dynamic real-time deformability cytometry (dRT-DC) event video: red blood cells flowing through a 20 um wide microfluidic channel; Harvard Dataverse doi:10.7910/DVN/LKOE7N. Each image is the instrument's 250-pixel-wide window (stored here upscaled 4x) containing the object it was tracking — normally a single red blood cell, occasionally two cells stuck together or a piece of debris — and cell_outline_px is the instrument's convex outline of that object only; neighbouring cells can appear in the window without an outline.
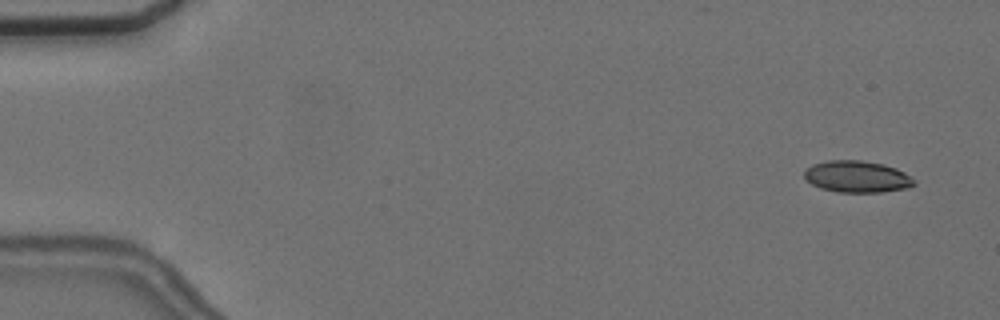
{"species": "common noctule bat (a hibernating species)", "species_latin": "Nyctalus noctula", "temperature_condition": "cold", "stored_images_in_passage": 57, "camera_frame_rate_fps": 3000, "um_per_image_px": 0.085, "animal": {"sex": "female", "body_mass_g": 24.6, "forearm_length_mm": 56.2}, "frame": {"image": 1, "passage_image": 4, "time_ms": 1.0, "image_size_px": [1000, 320], "cell_outline_px": [[916, 184], [908, 188], [880, 192], [836, 192], [820, 188], [804, 180], [804, 172], [812, 164], [828, 160], [860, 160], [884, 164], [896, 168], [904, 172], [916, 180]], "centroid_in_image_um": [72.85, 15.01], "position_along_channel_um": 12.2, "area_um2": 20.46}}
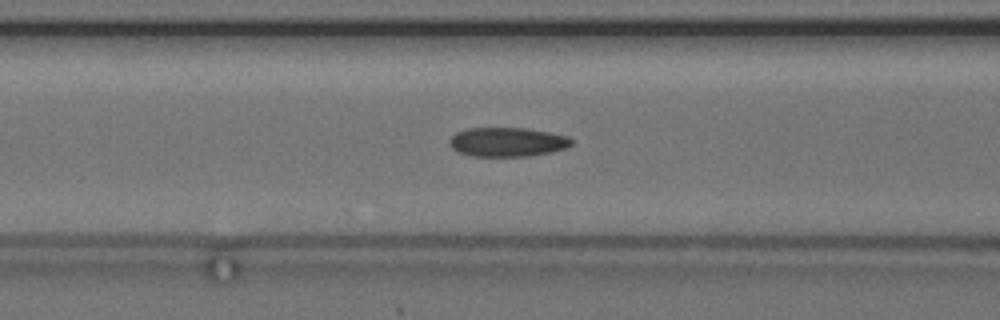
{"frame": {"image": 2, "passage_image": 24, "time_ms": 7.667, "image_size_px": [1000, 320], "cell_outline_px": [[572, 144], [568, 148], [552, 152], [528, 156], [472, 156], [460, 152], [452, 148], [448, 144], [448, 140], [456, 132], [468, 128], [524, 128], [548, 132], [568, 136], [572, 140]], "centroid_in_image_um": [43.13, 12.07], "position_along_channel_um": 123.5, "area_um2": 20.81}}
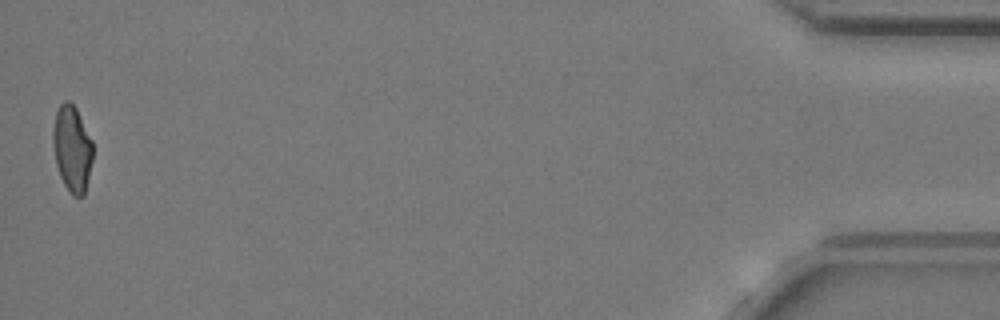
{"frame": {"image": 3, "passage_image": 57, "time_ms": 18.667, "image_size_px": [1000, 320], "cell_outline_px": [[92, 160], [84, 196], [72, 196], [68, 192], [60, 176], [56, 164], [52, 144], [52, 128], [56, 112], [60, 104], [64, 100], [68, 100], [76, 108], [92, 140]], "centroid_in_image_um": [6.11, 12.63], "position_along_channel_um": 429.1, "area_um2": 20.11}, "authors_computed_cell_mechanics": {"area_um2": 20.5768, "velocity_mm_per_s": 3.6333, "shape_relaxation_time_tau1_ms": null, "shape_relaxation_time_tau2_ms": 2.8372, "deformation_change_tau1": null, "deformation_change_tau2": 0.0932}}